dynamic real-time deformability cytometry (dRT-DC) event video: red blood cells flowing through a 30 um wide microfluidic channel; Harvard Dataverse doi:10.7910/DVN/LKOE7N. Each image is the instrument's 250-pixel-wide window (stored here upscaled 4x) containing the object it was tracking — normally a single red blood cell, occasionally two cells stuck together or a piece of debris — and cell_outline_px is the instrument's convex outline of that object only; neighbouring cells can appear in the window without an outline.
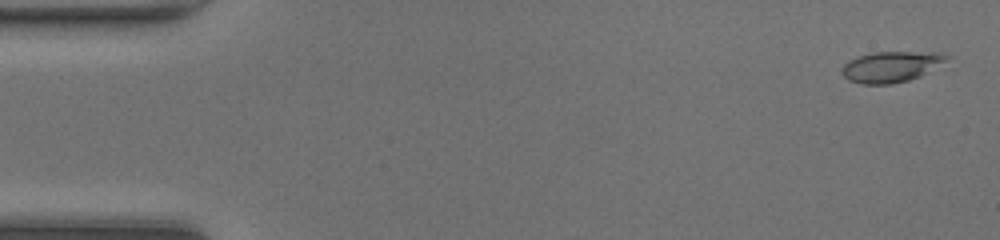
{"species": "common noctule bat (a hibernating species)", "species_latin": "Nyctalus noctula", "temperature_condition": "room temperature", "stored_images_in_passage": 48, "camera_frame_rate_fps": 3000, "um_per_image_px": 0.085, "animal": {"sex": "female", "body_mass_g": 20.0, "forearm_length_mm": 54.0}, "frame": {"image": 1, "passage_image": 2, "time_ms": 0.333, "image_size_px": [1000, 240], "cell_outline_px": [[952, 56], [920, 76], [908, 80], [892, 84], [860, 84], [848, 80], [840, 72], [840, 68], [848, 60], [856, 56], [872, 52], [940, 52]], "centroid_in_image_um": [75.68, 5.66], "position_along_channel_um": 9.3, "area_um2": 18.9}}
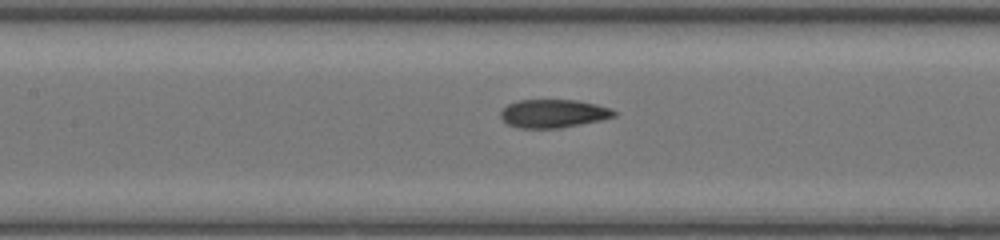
{"frame": {"image": 2, "passage_image": 22, "time_ms": 7.0, "image_size_px": [1000, 240], "cell_outline_px": [[620, 112], [616, 116], [600, 120], [560, 128], [520, 128], [508, 124], [500, 116], [500, 112], [508, 104], [516, 100], [576, 100], [596, 104]], "centroid_in_image_um": [47.05, 9.64], "position_along_channel_um": 160.4, "area_um2": 18.67}}
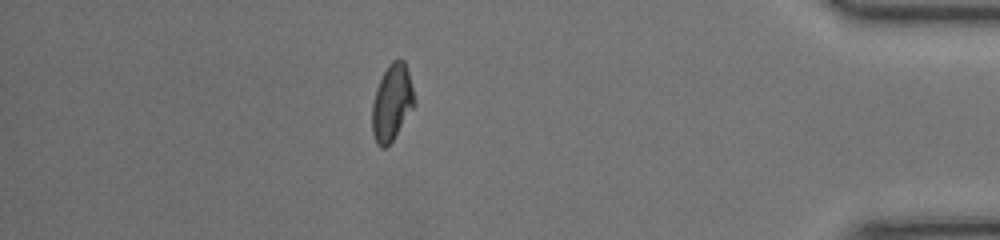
{"frame": {"image": 3, "passage_image": 42, "time_ms": 13.667, "image_size_px": [1000, 240], "cell_outline_px": [[416, 104], [392, 140], [384, 148], [380, 148], [376, 144], [372, 132], [372, 104], [376, 88], [388, 64], [392, 60], [404, 60], [408, 72], [416, 100]], "centroid_in_image_um": [33.31, 8.73], "position_along_channel_um": 401.9, "area_um2": 18.73}, "authors_computed_cell_mechanics": {"area_um2": 18.9006, "velocity_mm_per_s": 4.312, "shape_relaxation_time_tau1_ms": null, "shape_relaxation_time_tau2_ms": 1.3784, "deformation_change_tau1": null, "deformation_change_tau2": 0.0717}}